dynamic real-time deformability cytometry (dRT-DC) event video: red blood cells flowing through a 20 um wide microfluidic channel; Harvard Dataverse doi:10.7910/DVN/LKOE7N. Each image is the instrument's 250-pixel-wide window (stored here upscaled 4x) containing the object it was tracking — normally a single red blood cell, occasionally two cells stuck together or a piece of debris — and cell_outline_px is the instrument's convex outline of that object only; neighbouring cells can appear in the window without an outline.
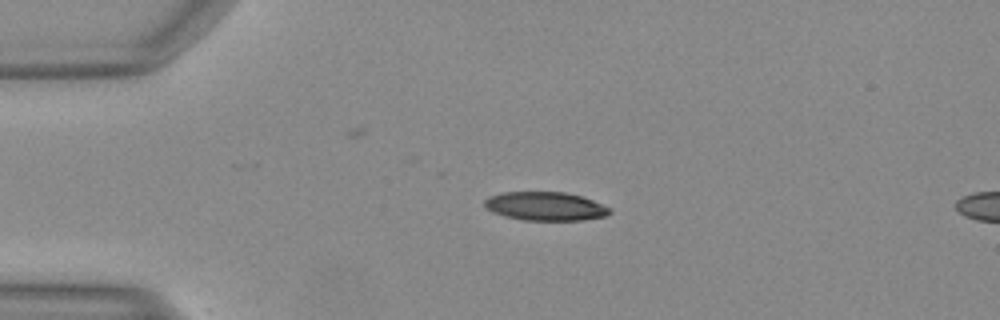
{"species": "Egyptian fruit bat (a non-hibernating species)", "species_latin": "Rousettus aegyptiacus", "temperature_condition": "warm", "stored_images_in_passage": 5, "camera_frame_rate_fps": 3000, "um_per_image_px": 0.085, "animal": {"sex": "female"}, "frame": {"image": 1, "passage_image": 1, "time_ms": 0.0, "image_size_px": [1000, 320], "cell_outline_px": [[612, 212], [604, 216], [584, 220], [524, 220], [504, 216], [492, 212], [484, 204], [484, 200], [492, 196], [504, 192], [564, 192], [580, 196], [592, 200], [612, 208]], "centroid_in_image_um": [46.38, 17.53], "position_along_channel_um": 38.6, "area_um2": 20.75}}